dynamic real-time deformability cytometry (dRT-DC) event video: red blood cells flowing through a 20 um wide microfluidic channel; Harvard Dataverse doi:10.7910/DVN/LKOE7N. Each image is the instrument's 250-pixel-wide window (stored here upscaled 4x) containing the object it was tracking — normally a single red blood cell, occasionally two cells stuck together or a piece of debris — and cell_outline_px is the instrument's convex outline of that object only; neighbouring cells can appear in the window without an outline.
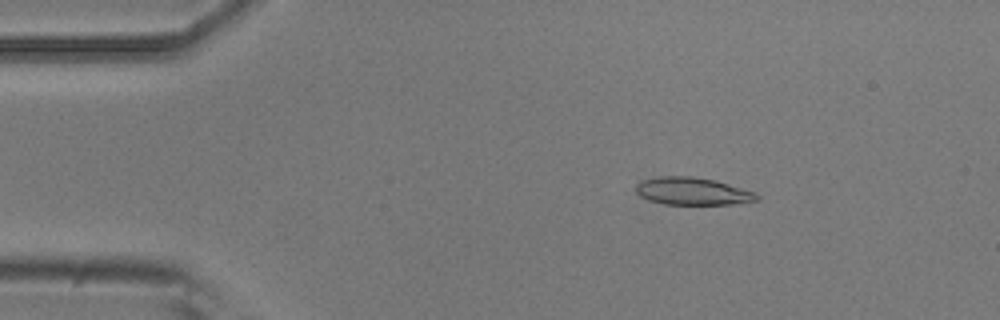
{"species": "common noctule bat (a hibernating species)", "species_latin": "Nyctalus noctula", "temperature_condition": "room temperature", "stored_images_in_passage": 4, "camera_frame_rate_fps": 3000, "um_per_image_px": 0.085, "animal": {"sex": "male", "body_mass_g": 20.5, "forearm_length_mm": 52.5}, "frame": {"image": 1, "passage_image": 2, "time_ms": 0.333, "image_size_px": [1000, 320], "cell_outline_px": [[760, 200], [732, 204], [664, 204], [648, 200], [640, 196], [636, 192], [636, 184], [640, 180], [660, 176], [692, 176], [716, 180], [756, 192], [760, 196]], "centroid_in_image_um": [58.87, 16.25], "position_along_channel_um": 26.1, "area_um2": 19.59}}
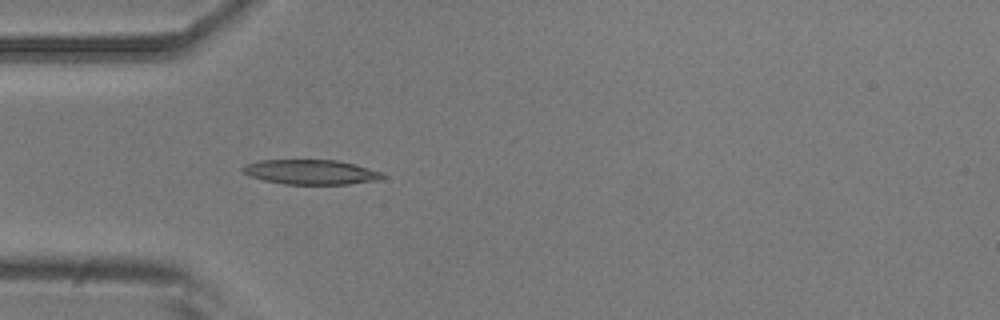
{"frame": {"image": 2, "passage_image": 4, "time_ms": 1.0, "image_size_px": [1000, 320], "cell_outline_px": [[384, 176], [376, 180], [348, 184], [284, 184], [264, 180], [252, 176], [244, 172], [240, 168], [244, 164], [260, 160], [336, 160], [356, 164], [384, 172]], "centroid_in_image_um": [26.43, 14.61], "position_along_channel_um": 58.6, "area_um2": 20.11}}